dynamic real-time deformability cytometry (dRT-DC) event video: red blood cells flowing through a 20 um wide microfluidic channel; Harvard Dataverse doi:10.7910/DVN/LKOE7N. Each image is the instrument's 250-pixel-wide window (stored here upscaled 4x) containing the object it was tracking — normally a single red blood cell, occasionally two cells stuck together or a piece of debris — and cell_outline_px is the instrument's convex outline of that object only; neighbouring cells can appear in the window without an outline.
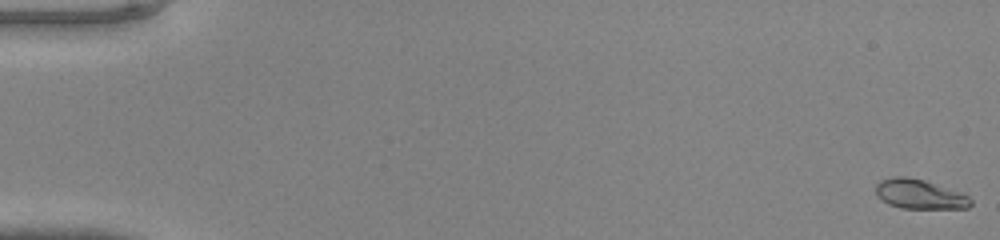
{"species": "common noctule bat (a hibernating species)", "species_latin": "Nyctalus noctula", "temperature_condition": "warm", "stored_images_in_passage": 48, "camera_frame_rate_fps": 3000, "um_per_image_px": 0.085, "animal": {"sex": "male", "body_mass_g": 20.0, "forearm_length_mm": 53.3}, "frame": {"image": 1, "passage_image": 1, "time_ms": 0.0, "image_size_px": [1000, 240], "cell_outline_px": [[972, 204], [968, 208], [900, 208], [888, 204], [876, 196], [876, 184], [880, 180], [892, 176], [904, 176], [924, 180], [964, 192], [972, 200]], "centroid_in_image_um": [78.18, 16.5], "position_along_channel_um": 6.8, "area_um2": 16.59}}
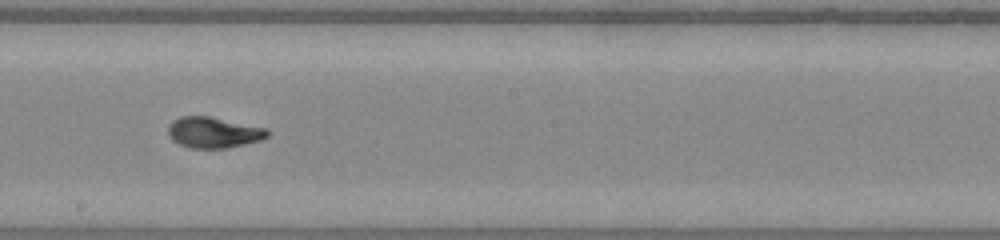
{"frame": {"image": 2, "passage_image": 28, "time_ms": 9.0, "image_size_px": [1000, 240], "cell_outline_px": [[268, 136], [260, 140], [228, 148], [188, 148], [172, 140], [168, 136], [168, 124], [172, 120], [180, 116], [208, 116], [268, 128]], "centroid_in_image_um": [18.12, 11.25], "position_along_channel_um": 230.1, "area_um2": 17.98}}
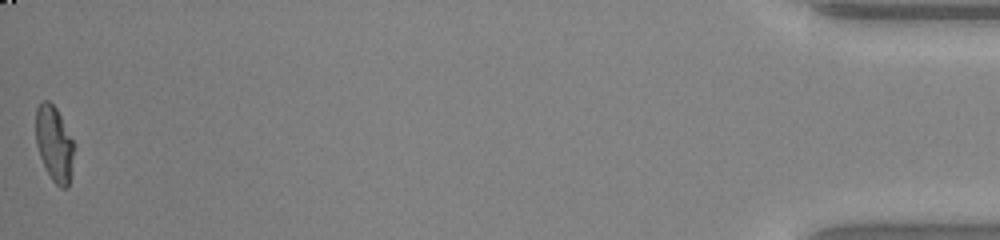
{"frame": {"image": 3, "passage_image": 48, "time_ms": 15.667, "image_size_px": [1000, 240], "cell_outline_px": [[72, 156], [68, 188], [60, 188], [52, 180], [40, 156], [36, 144], [36, 108], [44, 100], [48, 100], [56, 108], [72, 140]], "centroid_in_image_um": [4.57, 12.21], "position_along_channel_um": 430.6, "area_um2": 16.13}}